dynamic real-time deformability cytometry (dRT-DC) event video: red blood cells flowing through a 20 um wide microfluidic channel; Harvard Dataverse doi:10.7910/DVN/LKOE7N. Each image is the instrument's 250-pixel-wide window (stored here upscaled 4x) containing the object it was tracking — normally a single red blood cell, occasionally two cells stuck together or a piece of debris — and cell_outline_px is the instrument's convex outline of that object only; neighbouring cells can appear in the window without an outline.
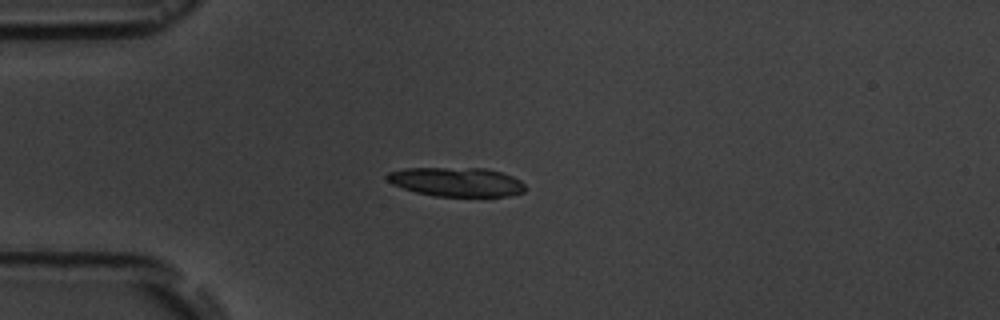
{"species": "common noctule bat (a hibernating species)", "species_latin": "Nyctalus noctula", "temperature_condition": "room temperature", "stored_images_in_passage": 2, "camera_frame_rate_fps": 3000, "um_per_image_px": 0.085, "animal": {"sex": "male", "body_mass_g": 19.5, "forearm_length_mm": 54.6}, "frame": {"image": 1, "passage_image": 2, "time_ms": 1.333, "image_size_px": [1000, 320], "cell_outline_px": [[524, 192], [512, 196], [432, 196], [416, 192], [392, 184], [384, 176], [388, 172], [404, 168], [484, 168], [500, 172], [512, 176], [520, 180], [524, 184]], "centroid_in_image_um": [38.79, 15.46], "position_along_channel_um": 46.2, "area_um2": 23.47}}